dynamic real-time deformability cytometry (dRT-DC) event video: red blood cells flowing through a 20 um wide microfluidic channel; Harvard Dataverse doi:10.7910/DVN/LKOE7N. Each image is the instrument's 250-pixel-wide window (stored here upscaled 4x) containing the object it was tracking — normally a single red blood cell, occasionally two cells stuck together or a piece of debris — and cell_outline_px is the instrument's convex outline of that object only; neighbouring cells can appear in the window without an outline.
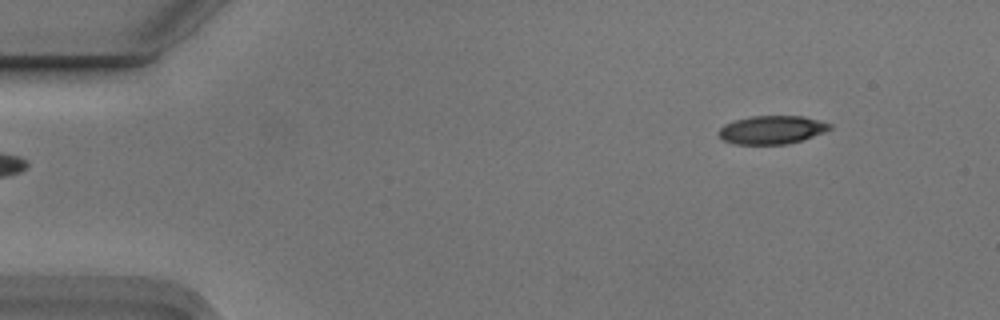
{"species": "Egyptian fruit bat (a non-hibernating species)", "species_latin": "Rousettus aegyptiacus", "temperature_condition": "cold", "stored_images_in_passage": 5, "segment_of_instrument_passage": [2, 2], "camera_frame_rate_fps": 3000, "um_per_image_px": 0.085, "animal": {"sex": "male"}, "frame": {"image": 1, "passage_image": 5, "time_ms": 1.333, "image_size_px": [1000, 320], "cell_outline_px": [[832, 128], [824, 132], [788, 144], [736, 144], [724, 140], [720, 136], [720, 128], [724, 124], [736, 120], [752, 116], [804, 116], [820, 120], [832, 124]], "centroid_in_image_um": [65.64, 11.02], "position_along_channel_um": 19.4, "area_um2": 18.15}}